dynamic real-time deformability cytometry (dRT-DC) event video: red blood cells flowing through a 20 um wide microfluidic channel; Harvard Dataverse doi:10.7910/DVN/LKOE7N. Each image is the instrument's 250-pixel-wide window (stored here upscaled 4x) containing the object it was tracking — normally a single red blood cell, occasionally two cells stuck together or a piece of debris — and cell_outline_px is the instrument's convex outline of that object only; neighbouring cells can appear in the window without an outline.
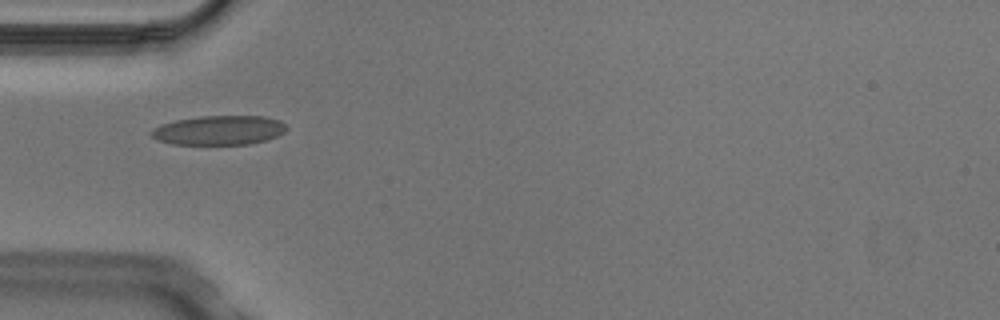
{"species": "Egyptian fruit bat (a non-hibernating species)", "species_latin": "Rousettus aegyptiacus", "temperature_condition": "cold", "stored_images_in_passage": 1, "camera_frame_rate_fps": 3000, "um_per_image_px": 0.085, "animal": {"sex": "male"}, "frame": {"image": 1, "passage_image": 1, "time_ms": 0.0, "image_size_px": [1000, 320], "cell_outline_px": [[288, 128], [284, 132], [276, 136], [252, 144], [172, 144], [156, 140], [152, 136], [152, 128], [160, 124], [176, 120], [200, 116], [264, 116], [280, 120]], "centroid_in_image_um": [18.6, 11.06], "position_along_channel_um": 66.4, "area_um2": 23.12}}